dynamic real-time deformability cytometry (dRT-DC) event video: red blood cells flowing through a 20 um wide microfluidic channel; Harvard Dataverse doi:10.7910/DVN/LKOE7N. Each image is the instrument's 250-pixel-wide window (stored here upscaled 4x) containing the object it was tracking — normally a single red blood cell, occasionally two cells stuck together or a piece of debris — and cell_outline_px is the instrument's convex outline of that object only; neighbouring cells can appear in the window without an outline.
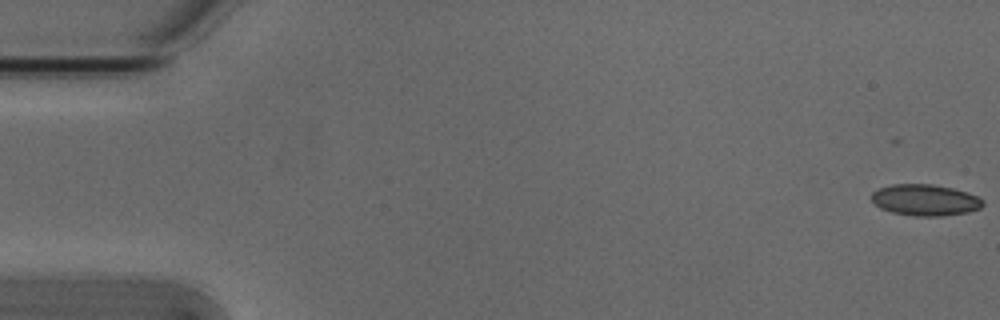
{"species": "Egyptian fruit bat (a non-hibernating species)", "species_latin": "Rousettus aegyptiacus", "temperature_condition": "cold", "stored_images_in_passage": 5, "camera_frame_rate_fps": 3000, "um_per_image_px": 0.085, "animal": {"sex": "male"}, "frame": {"image": 1, "passage_image": 1, "time_ms": 0.0, "image_size_px": [1000, 320], "cell_outline_px": [[984, 204], [980, 208], [968, 212], [940, 216], [916, 216], [892, 212], [880, 208], [872, 200], [872, 192], [880, 188], [892, 184], [932, 184], [952, 188], [968, 192], [984, 200]], "centroid_in_image_um": [78.65, 17.0], "position_along_channel_um": 6.3, "area_um2": 20.23}}
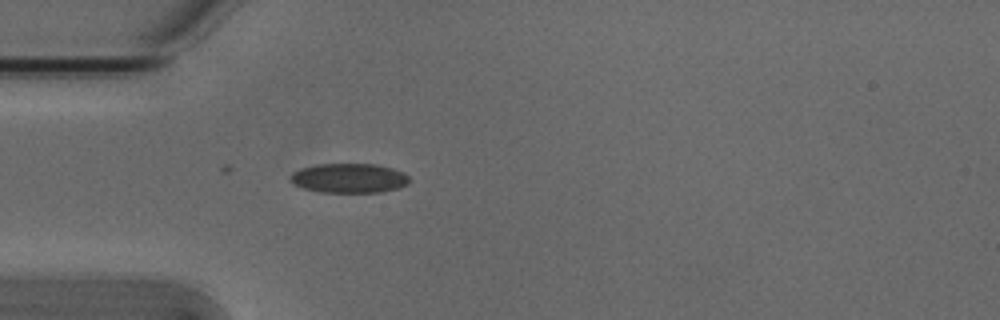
{"frame": {"image": 2, "passage_image": 5, "time_ms": 1.333, "image_size_px": [1000, 320], "cell_outline_px": [[408, 184], [400, 188], [380, 192], [320, 192], [304, 188], [292, 184], [288, 180], [288, 176], [292, 172], [300, 168], [316, 164], [376, 164], [392, 168], [404, 172], [408, 176]], "centroid_in_image_um": [29.63, 15.14], "position_along_channel_um": 55.4, "area_um2": 20.69}}